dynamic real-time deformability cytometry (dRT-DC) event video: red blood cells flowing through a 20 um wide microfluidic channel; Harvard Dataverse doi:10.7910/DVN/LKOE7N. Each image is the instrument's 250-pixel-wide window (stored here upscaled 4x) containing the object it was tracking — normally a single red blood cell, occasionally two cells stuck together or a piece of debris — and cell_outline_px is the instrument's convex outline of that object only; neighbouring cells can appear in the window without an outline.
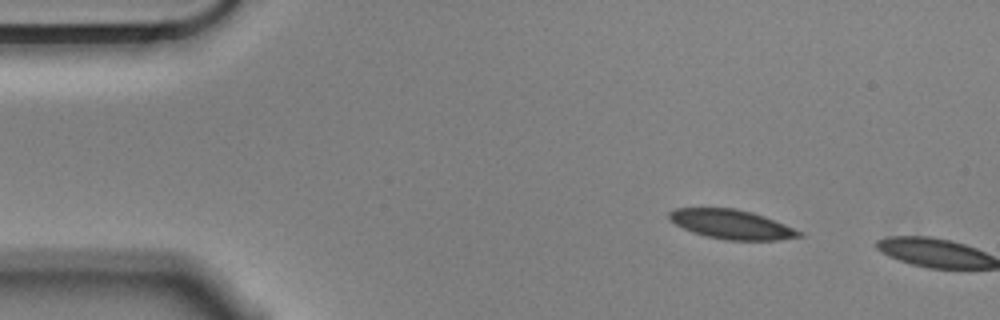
{"species": "Egyptian fruit bat (a non-hibernating species)", "species_latin": "Rousettus aegyptiacus", "temperature_condition": "cold", "stored_images_in_passage": 3, "camera_frame_rate_fps": 3000, "um_per_image_px": 0.085, "animal": {"sex": "male"}, "frame": {"image": 1, "passage_image": 1, "time_ms": 0.0, "image_size_px": [1000, 320], "cell_outline_px": [[804, 236], [776, 240], [724, 240], [704, 236], [692, 232], [668, 220], [668, 212], [676, 208], [732, 208], [752, 212], [764, 216], [804, 232]], "centroid_in_image_um": [62.18, 19.07], "position_along_channel_um": 22.8, "area_um2": 22.25}}